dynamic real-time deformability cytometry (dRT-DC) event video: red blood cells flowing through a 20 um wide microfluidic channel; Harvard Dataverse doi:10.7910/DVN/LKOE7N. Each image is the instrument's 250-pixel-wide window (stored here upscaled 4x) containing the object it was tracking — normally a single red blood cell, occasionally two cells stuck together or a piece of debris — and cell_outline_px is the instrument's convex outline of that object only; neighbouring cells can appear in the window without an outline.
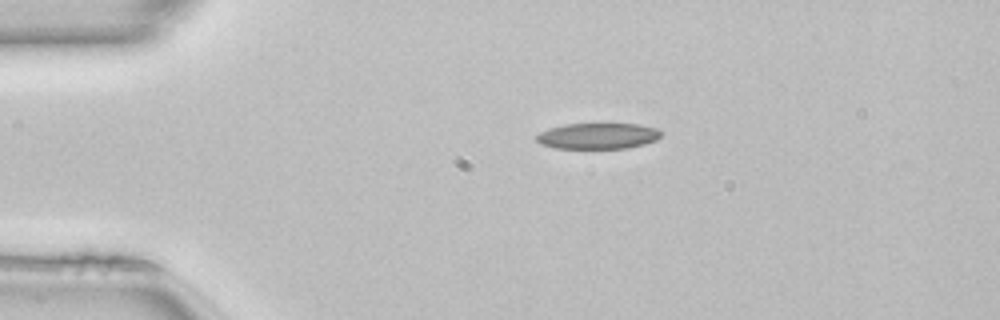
{"species": "common noctule bat (a hibernating species)", "species_latin": "Nyctalus noctula", "temperature_condition": "room temperature", "stored_images_in_passage": 40, "camera_frame_rate_fps": 3000, "um_per_image_px": 0.085, "animal": {"sex": "female", "body_mass_g": 22.7, "forearm_length_mm": 54.2}, "frame": {"image": 1, "passage_image": 1, "time_ms": 0.0, "image_size_px": [1000, 320], "cell_outline_px": [[660, 136], [656, 140], [644, 144], [628, 148], [556, 148], [540, 144], [536, 140], [536, 136], [540, 132], [548, 128], [564, 124], [604, 120], [640, 124], [656, 128], [660, 132]], "centroid_in_image_um": [50.82, 11.49], "position_along_channel_um": 34.2, "area_um2": 19.88}}
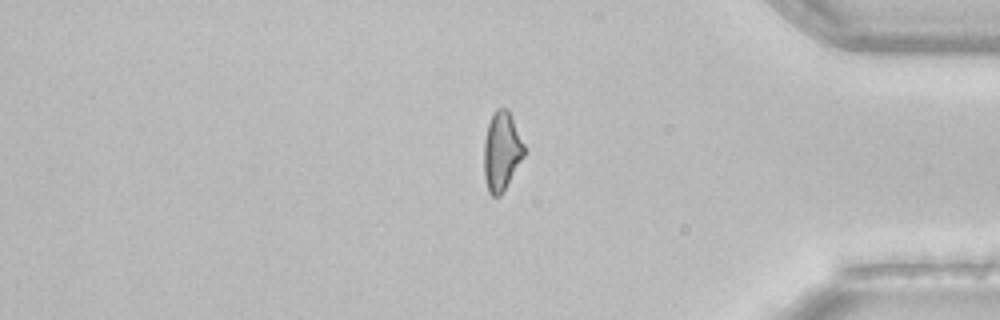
{"frame": {"image": 2, "passage_image": 32, "time_ms": 10.333, "image_size_px": [1000, 320], "cell_outline_px": [[524, 156], [504, 192], [500, 196], [492, 196], [488, 192], [484, 176], [484, 140], [488, 124], [496, 108], [508, 108], [524, 144]], "centroid_in_image_um": [42.63, 12.88], "position_along_channel_um": 392.6, "area_um2": 18.55}, "authors_computed_cell_mechanics": {"area_um2": 19.2474, "velocity_mm_per_s": 4.1317, "shape_relaxation_time_tau1_ms": null, "shape_relaxation_time_tau2_ms": 3.5384, "deformation_change_tau1": null, "deformation_change_tau2": 0.1158}}